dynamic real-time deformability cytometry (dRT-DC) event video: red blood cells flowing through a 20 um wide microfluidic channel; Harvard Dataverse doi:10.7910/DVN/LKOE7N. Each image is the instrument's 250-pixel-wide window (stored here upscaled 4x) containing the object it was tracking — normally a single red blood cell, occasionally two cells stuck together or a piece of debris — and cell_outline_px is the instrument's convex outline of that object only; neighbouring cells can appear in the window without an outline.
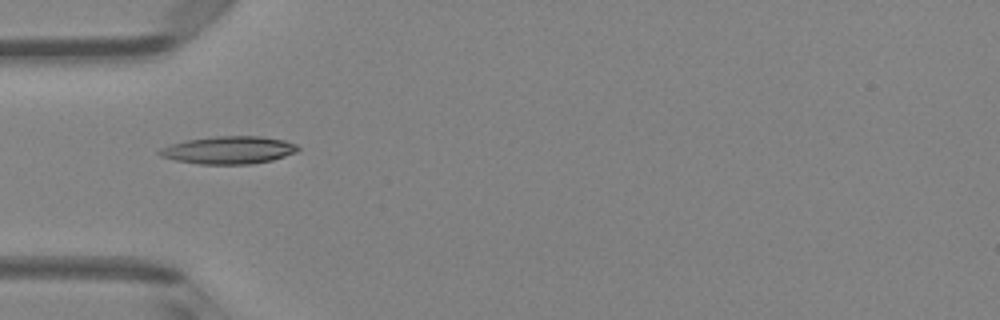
{"species": "Egyptian fruit bat (a non-hibernating species)", "species_latin": "Rousettus aegyptiacus", "temperature_condition": "room temperature", "stored_images_in_passage": 33, "camera_frame_rate_fps": 3000, "um_per_image_px": 0.085, "animal": {"sex": "female"}, "frame": {"image": 1, "passage_image": 1, "time_ms": 0.0, "image_size_px": [1000, 320], "cell_outline_px": [[300, 148], [296, 152], [272, 160], [252, 164], [200, 164], [176, 160], [160, 156], [156, 152], [160, 148], [172, 144], [188, 140], [216, 136], [260, 136], [284, 140], [296, 144]], "centroid_in_image_um": [19.45, 12.76], "position_along_channel_um": 65.6, "area_um2": 22.2}}
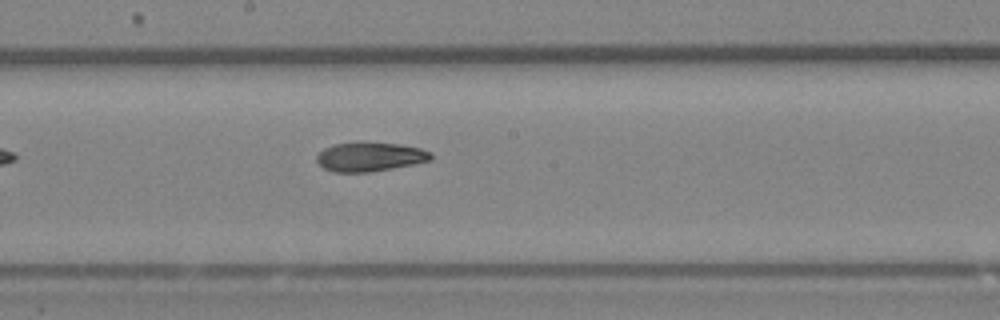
{"frame": {"image": 2, "passage_image": 12, "time_ms": 3.667, "image_size_px": [1000, 320], "cell_outline_px": [[432, 160], [392, 168], [368, 172], [332, 172], [324, 168], [316, 160], [316, 156], [324, 148], [332, 144], [356, 140], [400, 144], [420, 148], [432, 152]], "centroid_in_image_um": [31.42, 13.29], "position_along_channel_um": 216.8, "area_um2": 19.83}}
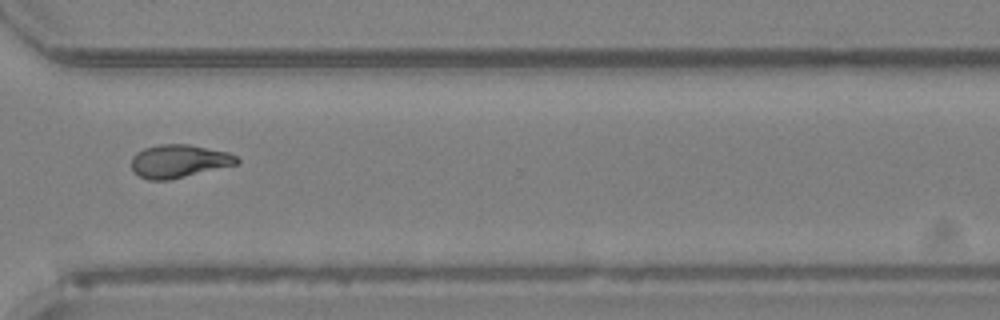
{"frame": {"image": 3, "passage_image": 22, "time_ms": 7.0, "image_size_px": [1000, 320], "cell_outline_px": [[240, 160], [236, 164], [168, 180], [148, 180], [140, 176], [132, 168], [132, 156], [136, 152], [144, 148], [160, 144], [188, 144], [228, 152], [236, 156]], "centroid_in_image_um": [15.19, 13.68], "position_along_channel_um": 355.4, "area_um2": 20.06}, "authors_computed_cell_mechanics": {"area_um2": 19.9988, "velocity_mm_per_s": 4.1449, "shape_relaxation_time_tau1_ms": 4.42, "shape_relaxation_time_tau2_ms": 4.2146, "deformation_change_tau1": 0.1613, "deformation_change_tau2": 0.1138}}